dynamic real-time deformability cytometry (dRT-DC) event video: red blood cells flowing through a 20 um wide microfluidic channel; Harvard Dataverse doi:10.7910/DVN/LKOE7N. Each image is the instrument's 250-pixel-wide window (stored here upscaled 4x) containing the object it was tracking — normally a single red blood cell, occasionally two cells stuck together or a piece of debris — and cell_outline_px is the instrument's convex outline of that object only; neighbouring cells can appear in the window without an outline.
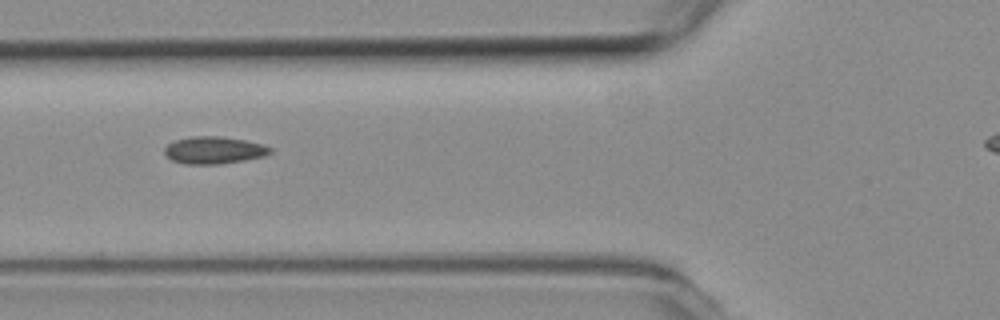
{"species": "common noctule bat (a hibernating species)", "species_latin": "Nyctalus noctula", "temperature_condition": "room temperature", "stored_images_in_passage": 3, "camera_frame_rate_fps": 3000, "um_per_image_px": 0.085, "animal": {"sex": "female", "body_mass_g": 19.3, "forearm_length_mm": 54.1}, "frame": {"image": 1, "passage_image": 3, "time_ms": 0.667, "image_size_px": [1000, 320], "cell_outline_px": [[272, 152], [264, 156], [244, 160], [220, 164], [184, 164], [172, 160], [164, 152], [164, 148], [168, 144], [176, 140], [192, 136], [220, 136], [244, 140], [264, 144], [272, 148]], "centroid_in_image_um": [18.2, 12.76], "position_along_channel_um": 107.6, "area_um2": 16.76}}